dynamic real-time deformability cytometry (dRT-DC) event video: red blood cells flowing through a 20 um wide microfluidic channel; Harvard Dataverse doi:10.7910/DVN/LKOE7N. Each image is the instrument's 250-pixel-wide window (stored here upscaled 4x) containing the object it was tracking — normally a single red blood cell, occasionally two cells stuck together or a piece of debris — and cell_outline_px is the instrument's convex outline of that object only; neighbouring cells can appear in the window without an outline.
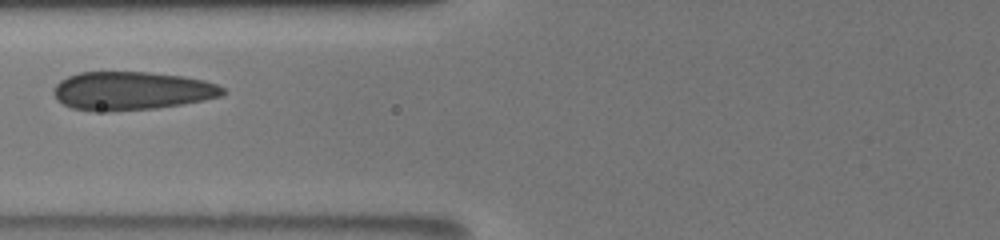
{"species": "human", "species_latin": "Homo sapiens", "temperature_condition": "room temperature", "stored_images_in_passage": 10, "camera_frame_rate_fps": 3000, "um_per_image_px": 0.085, "donor": {"sex": "male"}, "frame": {"image": 1, "passage_image": 5, "time_ms": 2.667, "image_size_px": [1000, 240], "cell_outline_px": [[228, 92], [220, 96], [204, 100], [156, 108], [108, 112], [92, 112], [72, 108], [56, 100], [52, 92], [56, 84], [60, 80], [68, 76], [80, 72], [148, 72], [184, 76], [204, 80], [216, 84], [224, 88]], "centroid_in_image_um": [11.16, 7.73], "position_along_channel_um": 114.6, "area_um2": 38.21}}
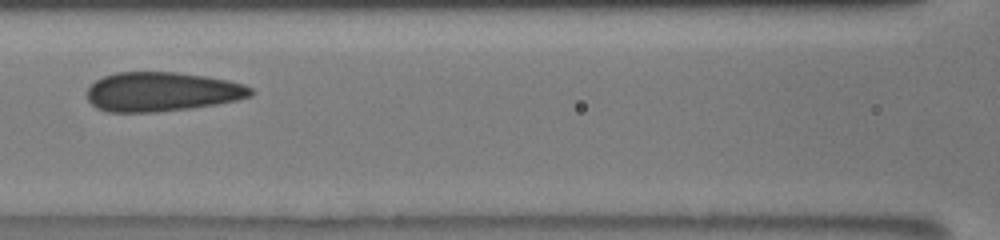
{"frame": {"image": 2, "passage_image": 6, "time_ms": 3.667, "image_size_px": [1000, 240], "cell_outline_px": [[256, 92], [252, 96], [236, 100], [216, 104], [192, 108], [156, 112], [108, 112], [96, 108], [88, 100], [88, 88], [96, 80], [104, 76], [116, 72], [176, 72], [204, 76], [228, 80], [244, 84], [252, 88]], "centroid_in_image_um": [13.78, 7.8], "position_along_channel_um": 152.8, "area_um2": 37.63}}
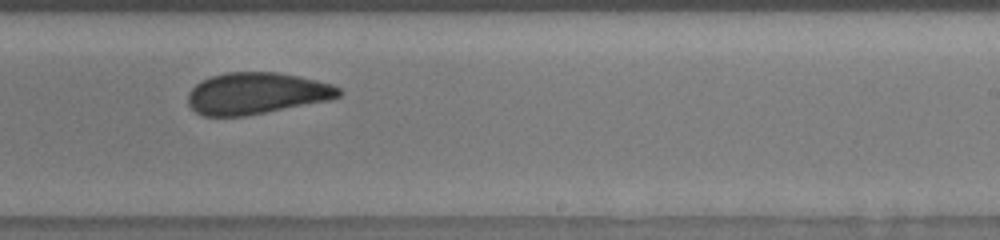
{"frame": {"image": 3, "passage_image": 9, "time_ms": 6.667, "image_size_px": [1000, 240], "cell_outline_px": [[344, 92], [340, 96], [332, 100], [244, 116], [204, 116], [196, 112], [188, 104], [188, 92], [200, 80], [224, 72], [276, 72], [316, 80], [332, 84], [340, 88]], "centroid_in_image_um": [21.81, 7.93], "position_along_channel_um": 267.2, "area_um2": 36.7}}